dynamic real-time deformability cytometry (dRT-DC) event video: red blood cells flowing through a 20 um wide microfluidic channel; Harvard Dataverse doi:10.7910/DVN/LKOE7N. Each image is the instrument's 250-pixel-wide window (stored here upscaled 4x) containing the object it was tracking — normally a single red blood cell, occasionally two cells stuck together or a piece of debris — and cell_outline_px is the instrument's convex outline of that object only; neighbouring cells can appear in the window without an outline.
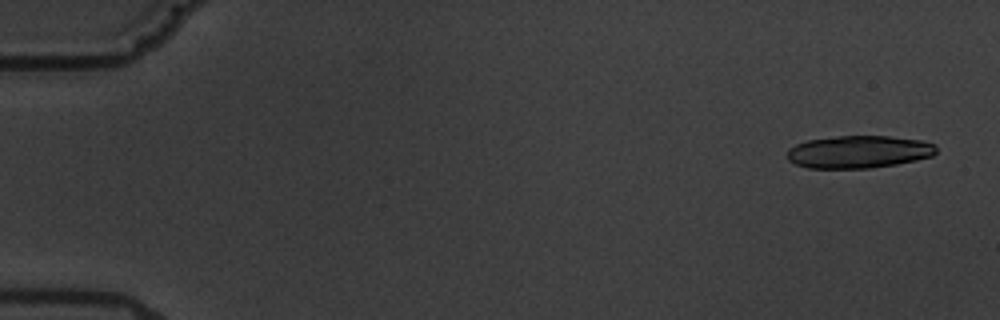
{"species": "common noctule bat (a hibernating species)", "species_latin": "Nyctalus noctula", "temperature_condition": "warm", "stored_images_in_passage": 4, "camera_frame_rate_fps": 3000, "um_per_image_px": 0.085, "animal": {"sex": "male", "body_mass_g": 19.5, "forearm_length_mm": 54.6}, "frame": {"image": 1, "passage_image": 1, "time_ms": 0.0, "image_size_px": [1000, 320], "cell_outline_px": [[936, 152], [932, 156], [916, 160], [896, 164], [868, 168], [808, 168], [796, 164], [788, 160], [788, 148], [796, 144], [808, 140], [840, 136], [888, 136], [920, 140], [936, 144]], "centroid_in_image_um": [72.99, 12.91], "position_along_channel_um": 12.0, "area_um2": 28.15}}